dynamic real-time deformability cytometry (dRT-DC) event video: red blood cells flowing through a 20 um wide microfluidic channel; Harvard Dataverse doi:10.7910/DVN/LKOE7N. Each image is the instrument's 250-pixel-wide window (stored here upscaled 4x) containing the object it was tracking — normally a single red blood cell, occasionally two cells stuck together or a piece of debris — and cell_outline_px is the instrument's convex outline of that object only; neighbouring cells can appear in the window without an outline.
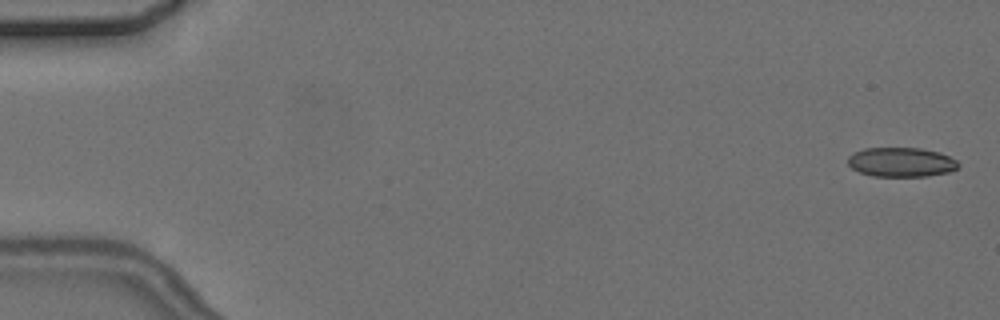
{"species": "common noctule bat (a hibernating species)", "species_latin": "Nyctalus noctula", "temperature_condition": "cold", "stored_images_in_passage": 9, "camera_frame_rate_fps": 3000, "um_per_image_px": 0.085, "animal": {"sex": "female", "body_mass_g": 24.6, "forearm_length_mm": 56.2}, "frame": {"image": 1, "passage_image": 1, "time_ms": 0.0, "image_size_px": [1000, 320], "cell_outline_px": [[960, 164], [956, 168], [948, 172], [928, 176], [872, 176], [860, 172], [852, 168], [848, 164], [848, 156], [852, 152], [864, 148], [920, 148], [940, 152], [956, 160]], "centroid_in_image_um": [76.58, 13.77], "position_along_channel_um": 8.4, "area_um2": 18.96}}
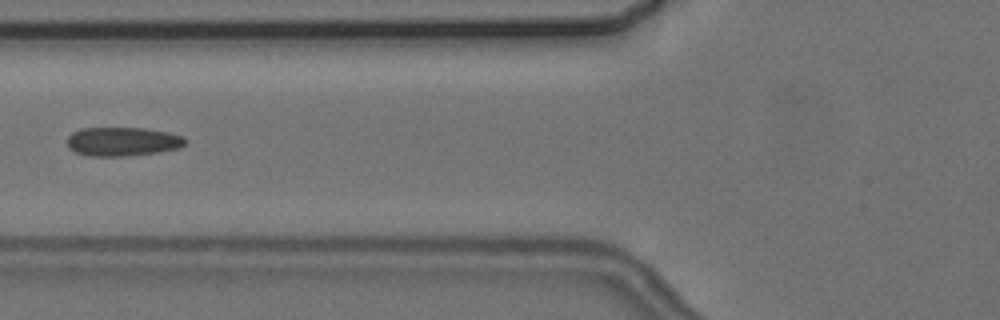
{"frame": {"image": 2, "passage_image": 6, "time_ms": 7.0, "image_size_px": [1000, 320], "cell_outline_px": [[188, 140], [180, 148], [156, 152], [124, 156], [88, 156], [76, 152], [68, 148], [68, 136], [72, 132], [80, 128], [144, 128], [168, 132], [184, 136]], "centroid_in_image_um": [10.42, 12.02], "position_along_channel_um": 115.4, "area_um2": 19.94}}